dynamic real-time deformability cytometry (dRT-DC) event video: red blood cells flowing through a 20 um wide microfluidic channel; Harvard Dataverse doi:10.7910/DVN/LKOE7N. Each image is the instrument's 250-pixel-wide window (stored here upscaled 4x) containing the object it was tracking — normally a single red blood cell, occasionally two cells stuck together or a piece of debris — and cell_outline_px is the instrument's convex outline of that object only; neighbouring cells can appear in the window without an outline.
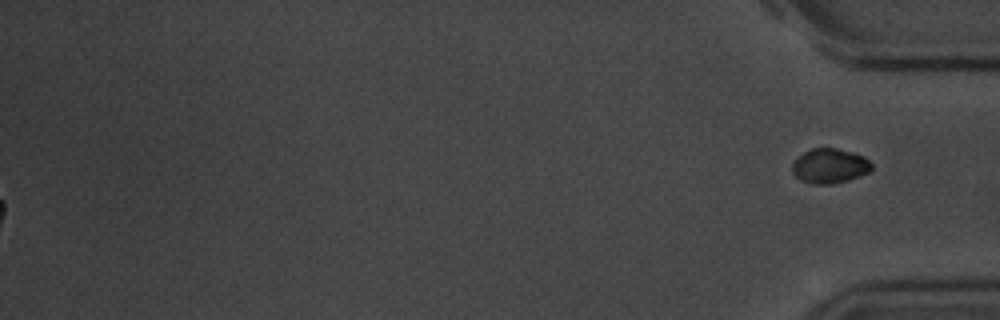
{"species": "common noctule bat (a hibernating species)", "species_latin": "Nyctalus noctula", "temperature_condition": "room temperature", "stored_images_in_passage": 59, "segment_of_instrument_passage": [2, 2], "camera_frame_rate_fps": 3000, "um_per_image_px": 0.085, "animal": {"sex": "male", "body_mass_g": 20.1, "forearm_length_mm": 53.5}, "frame": {"image": 1, "passage_image": 59, "time_ms": 19.333, "image_size_px": [1000, 320], "cell_outline_px": [[872, 168], [868, 172], [848, 180], [832, 184], [812, 184], [800, 180], [792, 172], [792, 164], [804, 152], [812, 148], [836, 148], [852, 152], [864, 156], [872, 164]], "centroid_in_image_um": [70.52, 14.11], "position_along_channel_um": 364.7, "area_um2": 15.95}}